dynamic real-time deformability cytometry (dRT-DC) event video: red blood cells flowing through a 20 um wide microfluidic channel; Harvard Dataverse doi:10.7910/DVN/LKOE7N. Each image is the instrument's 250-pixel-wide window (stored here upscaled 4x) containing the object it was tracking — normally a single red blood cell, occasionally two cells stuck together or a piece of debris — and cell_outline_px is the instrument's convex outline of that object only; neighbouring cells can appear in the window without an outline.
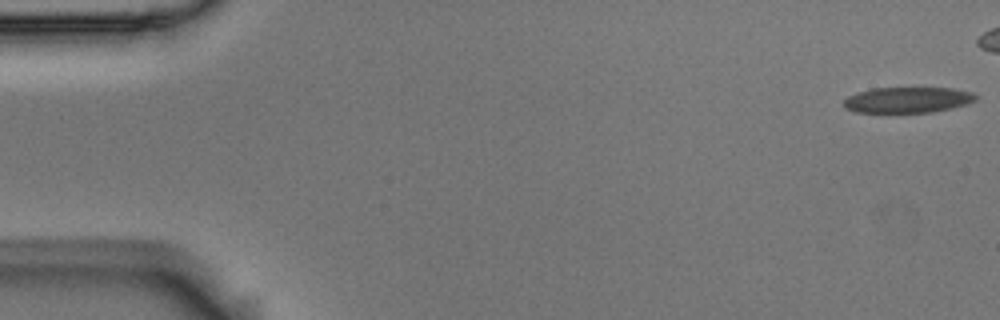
{"species": "Egyptian fruit bat (a non-hibernating species)", "species_latin": "Rousettus aegyptiacus", "temperature_condition": "room temperature", "stored_images_in_passage": 46, "camera_frame_rate_fps": 3000, "um_per_image_px": 0.085, "animal": {"sex": "male"}, "frame": {"image": 1, "passage_image": 1, "time_ms": 0.0, "image_size_px": [1000, 320], "cell_outline_px": [[976, 100], [964, 104], [932, 112], [856, 112], [844, 108], [844, 100], [848, 96], [872, 88], [952, 88], [972, 92], [976, 96]], "centroid_in_image_um": [77.12, 8.49], "position_along_channel_um": 7.9, "area_um2": 19.48}}
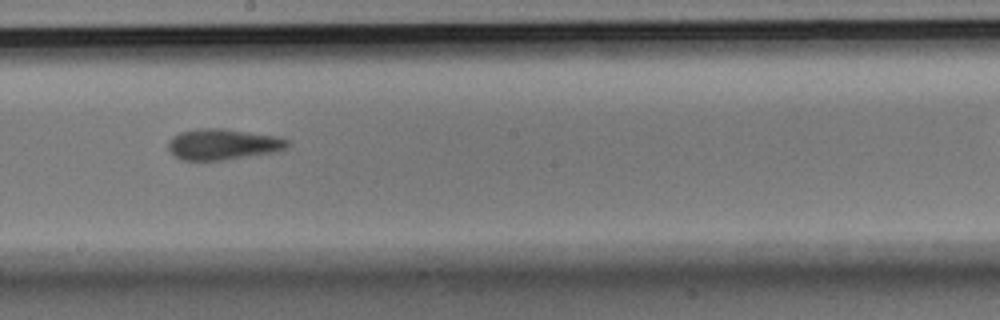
{"frame": {"image": 2, "passage_image": 31, "time_ms": 10.0, "image_size_px": [1000, 320], "cell_outline_px": [[292, 144], [284, 148], [272, 152], [224, 160], [184, 160], [176, 156], [168, 148], [168, 140], [172, 136], [180, 132], [200, 128], [224, 128], [276, 136], [288, 140]], "centroid_in_image_um": [18.93, 12.25], "position_along_channel_um": 229.3, "area_um2": 21.33}}
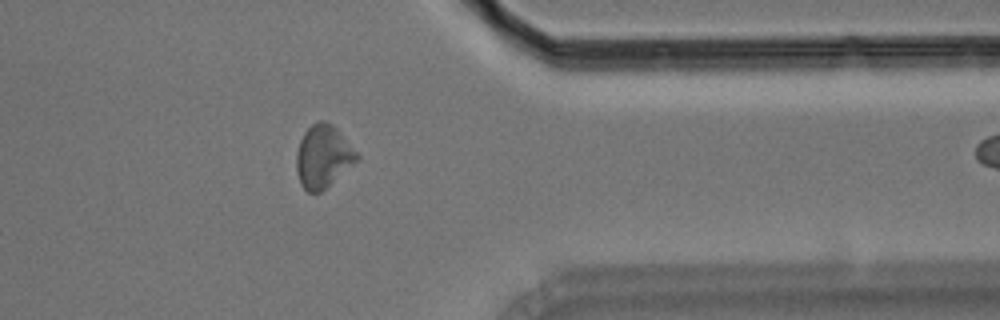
{"frame": {"image": 3, "passage_image": 45, "time_ms": 14.667, "image_size_px": [1000, 320], "cell_outline_px": [[360, 160], [320, 192], [308, 192], [300, 184], [296, 168], [296, 152], [300, 140], [304, 132], [316, 120], [324, 120], [332, 124], [340, 132], [360, 156]], "centroid_in_image_um": [27.47, 13.29], "position_along_channel_um": 383.9, "area_um2": 22.2}}